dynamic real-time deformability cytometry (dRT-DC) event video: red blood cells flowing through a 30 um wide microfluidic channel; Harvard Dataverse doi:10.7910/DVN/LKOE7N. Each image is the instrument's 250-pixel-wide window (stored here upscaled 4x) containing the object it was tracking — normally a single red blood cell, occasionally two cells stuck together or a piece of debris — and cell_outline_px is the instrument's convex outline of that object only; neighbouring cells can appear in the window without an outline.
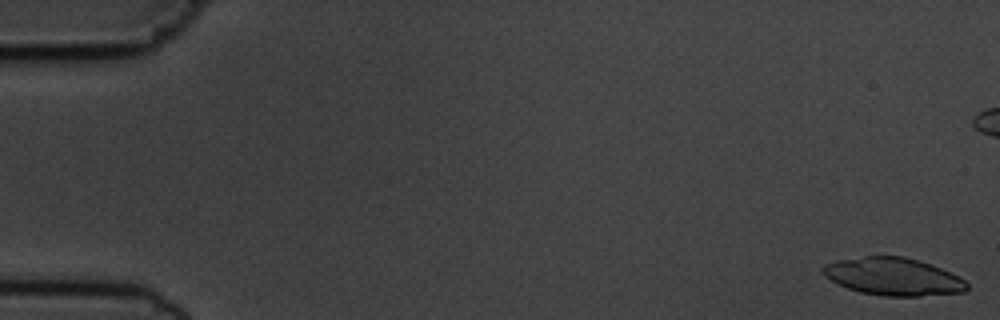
{"species": "common noctule bat (a hibernating species)", "species_latin": "Nyctalus noctula", "temperature_condition": "cold", "stored_images_in_passage": 56, "camera_frame_rate_fps": 3000, "um_per_image_px": 0.085, "animal": {"sex": "male", "body_mass_g": 19.5, "forearm_length_mm": 54.6}, "frame": {"image": 1, "passage_image": 1, "time_ms": 0.0, "image_size_px": [1000, 320], "cell_outline_px": [[968, 288], [964, 292], [920, 296], [884, 296], [860, 292], [848, 288], [824, 276], [820, 272], [820, 268], [824, 264], [836, 260], [864, 256], [904, 256], [932, 264], [964, 280], [968, 284]], "centroid_in_image_um": [75.88, 23.5], "position_along_channel_um": 9.1, "area_um2": 31.56}}